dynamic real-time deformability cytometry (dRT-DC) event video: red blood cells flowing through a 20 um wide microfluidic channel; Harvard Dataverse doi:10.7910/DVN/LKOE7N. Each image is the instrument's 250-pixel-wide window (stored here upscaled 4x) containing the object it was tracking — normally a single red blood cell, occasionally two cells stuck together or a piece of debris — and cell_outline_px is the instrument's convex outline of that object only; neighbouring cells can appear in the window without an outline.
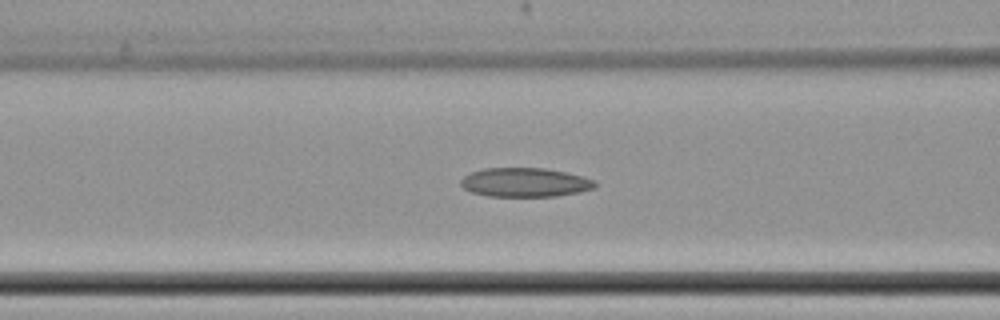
{"species": "common noctule bat (a hibernating species)", "species_latin": "Nyctalus noctula", "temperature_condition": "cold", "stored_images_in_passage": 41, "camera_frame_rate_fps": 3000, "um_per_image_px": 0.085, "animal": {"sex": "female", "body_mass_g": 22.7, "forearm_length_mm": 54.2}, "frame": {"image": 1, "passage_image": 18, "time_ms": 5.667, "image_size_px": [1000, 320], "cell_outline_px": [[596, 188], [580, 192], [556, 196], [488, 196], [472, 192], [464, 188], [460, 184], [460, 180], [464, 176], [472, 172], [484, 168], [544, 168], [564, 172], [596, 180]], "centroid_in_image_um": [44.63, 15.5], "position_along_channel_um": 122.0, "area_um2": 22.66}}
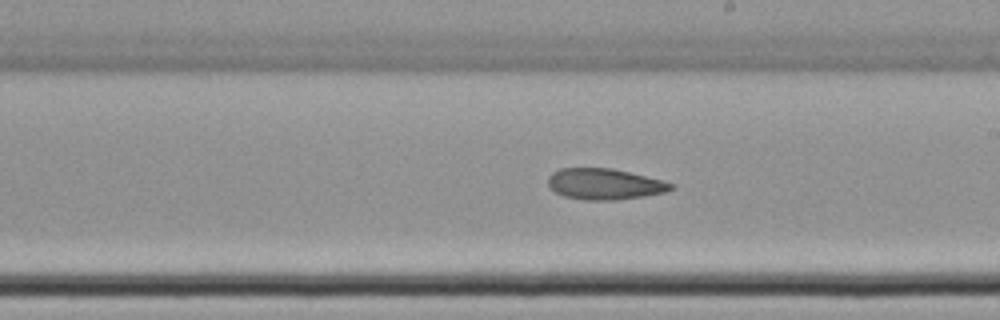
{"frame": {"image": 2, "passage_image": 28, "time_ms": 9.0, "image_size_px": [1000, 320], "cell_outline_px": [[676, 188], [668, 192], [644, 196], [616, 200], [584, 200], [564, 196], [556, 192], [548, 184], [548, 176], [552, 172], [560, 168], [612, 168], [676, 184]], "centroid_in_image_um": [51.41, 15.65], "position_along_channel_um": 237.6, "area_um2": 22.25}}
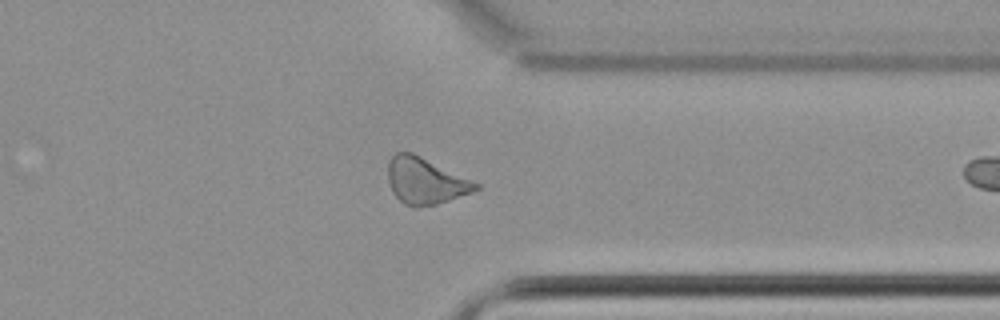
{"frame": {"image": 3, "passage_image": 40, "time_ms": 13.0, "image_size_px": [1000, 320], "cell_outline_px": [[480, 188], [472, 192], [436, 204], [420, 208], [412, 208], [404, 204], [392, 192], [388, 180], [388, 160], [396, 152], [412, 152], [480, 184]], "centroid_in_image_um": [36.12, 15.39], "position_along_channel_um": 375.3, "area_um2": 23.64}}